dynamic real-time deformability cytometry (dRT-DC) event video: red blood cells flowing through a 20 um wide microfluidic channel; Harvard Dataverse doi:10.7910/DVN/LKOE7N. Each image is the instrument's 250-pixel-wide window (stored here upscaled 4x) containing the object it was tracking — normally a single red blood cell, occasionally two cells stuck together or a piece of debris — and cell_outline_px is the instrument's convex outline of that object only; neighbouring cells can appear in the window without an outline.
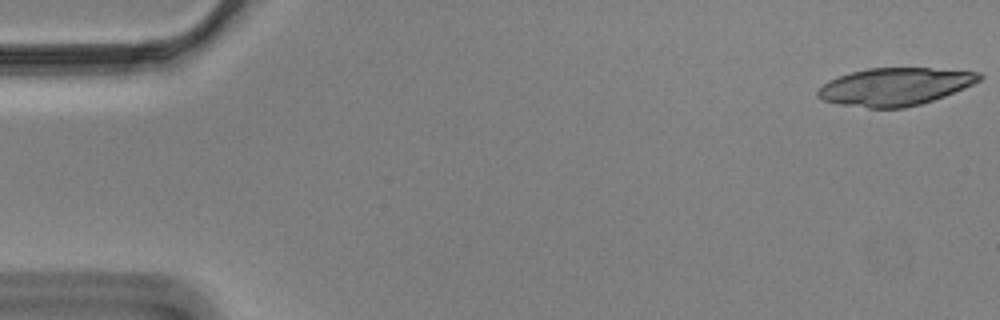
{"species": "Egyptian fruit bat (a non-hibernating species)", "species_latin": "Rousettus aegyptiacus", "temperature_condition": "cold", "stored_images_in_passage": 17, "camera_frame_rate_fps": 3000, "um_per_image_px": 0.085, "animal": {"sex": "male"}, "frame": {"image": 1, "passage_image": 1, "time_ms": 0.0, "image_size_px": [1000, 320], "cell_outline_px": [[984, 76], [980, 80], [964, 88], [944, 96], [920, 104], [904, 108], [868, 108], [840, 104], [824, 100], [816, 96], [816, 92], [828, 80], [852, 72], [868, 68], [928, 68], [980, 72]], "centroid_in_image_um": [76.07, 7.36], "position_along_channel_um": 8.9, "area_um2": 35.2}}